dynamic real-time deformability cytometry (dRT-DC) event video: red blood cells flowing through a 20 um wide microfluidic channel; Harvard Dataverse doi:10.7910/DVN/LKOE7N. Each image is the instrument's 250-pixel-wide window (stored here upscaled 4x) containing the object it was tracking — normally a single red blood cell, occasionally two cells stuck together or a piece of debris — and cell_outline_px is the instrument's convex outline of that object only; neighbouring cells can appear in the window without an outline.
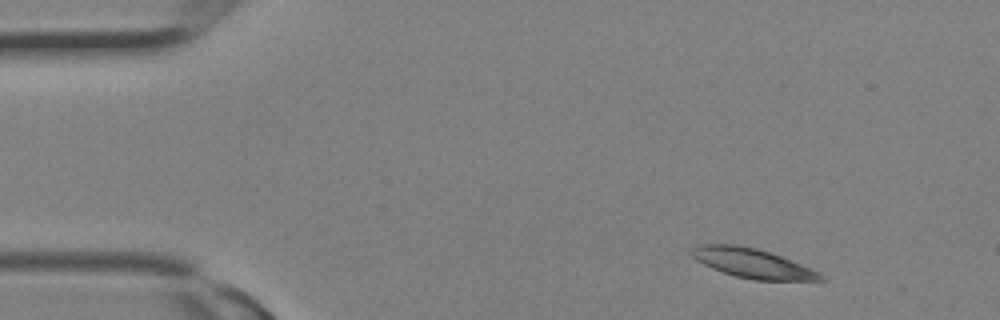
{"species": "Egyptian fruit bat (a non-hibernating species)", "species_latin": "Rousettus aegyptiacus", "temperature_condition": "room temperature", "stored_images_in_passage": 3, "camera_frame_rate_fps": 3000, "um_per_image_px": 0.085, "animal": {"sex": "female"}, "frame": {"image": 1, "passage_image": 1, "time_ms": 0.0, "image_size_px": [1000, 320], "cell_outline_px": [[824, 280], [756, 280], [736, 276], [712, 268], [696, 260], [692, 256], [692, 248], [696, 244], [736, 244], [756, 248], [780, 256], [820, 272], [824, 276]], "centroid_in_image_um": [63.93, 22.36], "position_along_channel_um": 21.1, "area_um2": 21.79}}